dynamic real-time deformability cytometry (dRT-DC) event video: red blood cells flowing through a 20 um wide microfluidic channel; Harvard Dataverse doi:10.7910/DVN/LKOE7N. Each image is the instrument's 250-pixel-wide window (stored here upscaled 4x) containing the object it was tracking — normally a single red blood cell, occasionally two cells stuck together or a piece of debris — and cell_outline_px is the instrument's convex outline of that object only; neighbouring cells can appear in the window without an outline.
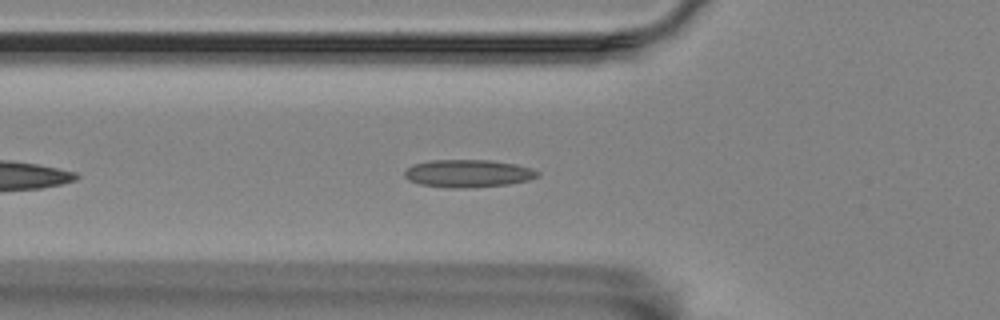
{"species": "Egyptian fruit bat (a non-hibernating species)", "species_latin": "Rousettus aegyptiacus", "temperature_condition": "room temperature", "stored_images_in_passage": 24, "camera_frame_rate_fps": 3000, "um_per_image_px": 0.085, "animal": {"sex": "female"}, "frame": {"image": 1, "passage_image": 2, "time_ms": 0.333, "image_size_px": [1000, 320], "cell_outline_px": [[540, 176], [528, 180], [508, 184], [468, 188], [444, 188], [420, 184], [408, 180], [404, 176], [404, 172], [412, 164], [432, 160], [488, 160], [516, 164], [532, 168], [540, 172]], "centroid_in_image_um": [39.78, 14.75], "position_along_channel_um": 86.0, "area_um2": 21.62}}
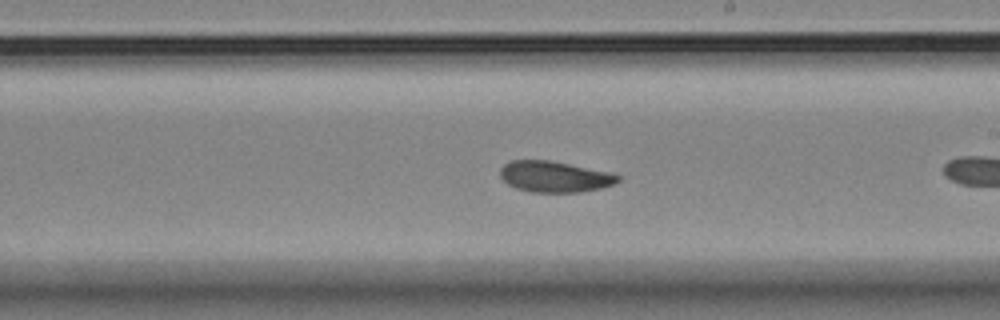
{"frame": {"image": 2, "passage_image": 12, "time_ms": 3.667, "image_size_px": [1000, 320], "cell_outline_px": [[620, 180], [612, 184], [600, 188], [580, 192], [532, 192], [516, 188], [508, 184], [500, 176], [500, 168], [504, 164], [512, 160], [552, 160], [612, 172], [620, 176]], "centroid_in_image_um": [47.15, 15.0], "position_along_channel_um": 241.9, "area_um2": 21.39}}
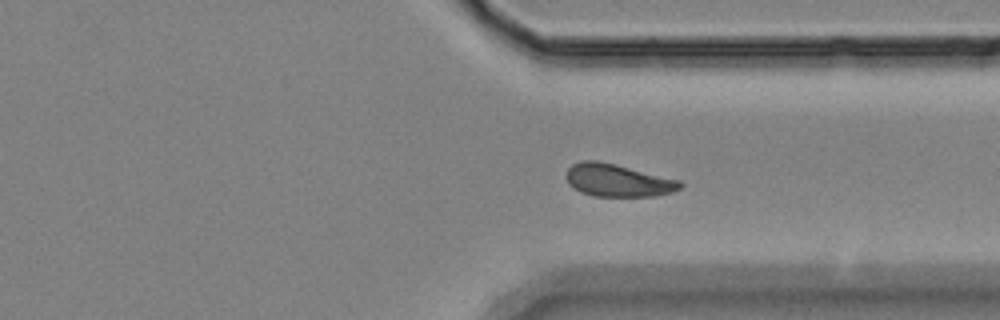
{"frame": {"image": 3, "passage_image": 22, "time_ms": 7.0, "image_size_px": [1000, 320], "cell_outline_px": [[684, 184], [680, 188], [672, 192], [656, 196], [592, 196], [580, 192], [572, 188], [568, 184], [568, 168], [572, 164], [580, 160], [596, 160], [616, 164], [680, 180]], "centroid_in_image_um": [52.51, 15.33], "position_along_channel_um": 358.9, "area_um2": 21.73}}